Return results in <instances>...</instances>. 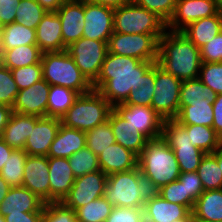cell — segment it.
<instances>
[{"label":"cell","mask_w":222,"mask_h":222,"mask_svg":"<svg viewBox=\"0 0 222 222\" xmlns=\"http://www.w3.org/2000/svg\"><path fill=\"white\" fill-rule=\"evenodd\" d=\"M46 12L36 0H20L16 9L15 22L36 29Z\"/></svg>","instance_id":"cell-41"},{"label":"cell","mask_w":222,"mask_h":222,"mask_svg":"<svg viewBox=\"0 0 222 222\" xmlns=\"http://www.w3.org/2000/svg\"><path fill=\"white\" fill-rule=\"evenodd\" d=\"M194 220L222 221V189L206 190L195 201Z\"/></svg>","instance_id":"cell-29"},{"label":"cell","mask_w":222,"mask_h":222,"mask_svg":"<svg viewBox=\"0 0 222 222\" xmlns=\"http://www.w3.org/2000/svg\"><path fill=\"white\" fill-rule=\"evenodd\" d=\"M113 109L148 140L162 136L164 119L149 106L117 104Z\"/></svg>","instance_id":"cell-13"},{"label":"cell","mask_w":222,"mask_h":222,"mask_svg":"<svg viewBox=\"0 0 222 222\" xmlns=\"http://www.w3.org/2000/svg\"><path fill=\"white\" fill-rule=\"evenodd\" d=\"M143 208L113 207L105 222H144Z\"/></svg>","instance_id":"cell-49"},{"label":"cell","mask_w":222,"mask_h":222,"mask_svg":"<svg viewBox=\"0 0 222 222\" xmlns=\"http://www.w3.org/2000/svg\"><path fill=\"white\" fill-rule=\"evenodd\" d=\"M50 203L62 202L75 181L68 158L48 157Z\"/></svg>","instance_id":"cell-21"},{"label":"cell","mask_w":222,"mask_h":222,"mask_svg":"<svg viewBox=\"0 0 222 222\" xmlns=\"http://www.w3.org/2000/svg\"><path fill=\"white\" fill-rule=\"evenodd\" d=\"M213 124L212 128L218 135L222 133V94H217L213 102Z\"/></svg>","instance_id":"cell-54"},{"label":"cell","mask_w":222,"mask_h":222,"mask_svg":"<svg viewBox=\"0 0 222 222\" xmlns=\"http://www.w3.org/2000/svg\"><path fill=\"white\" fill-rule=\"evenodd\" d=\"M222 31V10L216 15L201 18L190 23L181 33L187 37L196 47L201 48L209 43Z\"/></svg>","instance_id":"cell-28"},{"label":"cell","mask_w":222,"mask_h":222,"mask_svg":"<svg viewBox=\"0 0 222 222\" xmlns=\"http://www.w3.org/2000/svg\"><path fill=\"white\" fill-rule=\"evenodd\" d=\"M80 94L70 88L50 85L47 117L61 119Z\"/></svg>","instance_id":"cell-32"},{"label":"cell","mask_w":222,"mask_h":222,"mask_svg":"<svg viewBox=\"0 0 222 222\" xmlns=\"http://www.w3.org/2000/svg\"><path fill=\"white\" fill-rule=\"evenodd\" d=\"M137 160V166L151 192L176 181L181 174L174 151L162 136L148 140Z\"/></svg>","instance_id":"cell-3"},{"label":"cell","mask_w":222,"mask_h":222,"mask_svg":"<svg viewBox=\"0 0 222 222\" xmlns=\"http://www.w3.org/2000/svg\"><path fill=\"white\" fill-rule=\"evenodd\" d=\"M50 85L42 79L29 88L19 90L12 111L30 116H47Z\"/></svg>","instance_id":"cell-17"},{"label":"cell","mask_w":222,"mask_h":222,"mask_svg":"<svg viewBox=\"0 0 222 222\" xmlns=\"http://www.w3.org/2000/svg\"><path fill=\"white\" fill-rule=\"evenodd\" d=\"M43 52L37 45H23L0 51V63L10 70L41 62Z\"/></svg>","instance_id":"cell-31"},{"label":"cell","mask_w":222,"mask_h":222,"mask_svg":"<svg viewBox=\"0 0 222 222\" xmlns=\"http://www.w3.org/2000/svg\"><path fill=\"white\" fill-rule=\"evenodd\" d=\"M108 121L111 124L116 143L131 150L138 156L146 146L148 139L130 121L122 118L114 109L111 110Z\"/></svg>","instance_id":"cell-24"},{"label":"cell","mask_w":222,"mask_h":222,"mask_svg":"<svg viewBox=\"0 0 222 222\" xmlns=\"http://www.w3.org/2000/svg\"><path fill=\"white\" fill-rule=\"evenodd\" d=\"M46 11L56 12L66 0H36Z\"/></svg>","instance_id":"cell-57"},{"label":"cell","mask_w":222,"mask_h":222,"mask_svg":"<svg viewBox=\"0 0 222 222\" xmlns=\"http://www.w3.org/2000/svg\"><path fill=\"white\" fill-rule=\"evenodd\" d=\"M98 159L100 170L108 176L136 168L138 156L119 143H114L103 150Z\"/></svg>","instance_id":"cell-25"},{"label":"cell","mask_w":222,"mask_h":222,"mask_svg":"<svg viewBox=\"0 0 222 222\" xmlns=\"http://www.w3.org/2000/svg\"><path fill=\"white\" fill-rule=\"evenodd\" d=\"M137 5L157 14L166 23L172 18L176 9V0H132Z\"/></svg>","instance_id":"cell-48"},{"label":"cell","mask_w":222,"mask_h":222,"mask_svg":"<svg viewBox=\"0 0 222 222\" xmlns=\"http://www.w3.org/2000/svg\"><path fill=\"white\" fill-rule=\"evenodd\" d=\"M0 222H5V218L0 214Z\"/></svg>","instance_id":"cell-65"},{"label":"cell","mask_w":222,"mask_h":222,"mask_svg":"<svg viewBox=\"0 0 222 222\" xmlns=\"http://www.w3.org/2000/svg\"><path fill=\"white\" fill-rule=\"evenodd\" d=\"M11 186L7 184L3 178L0 176V204L2 200L6 197L10 190Z\"/></svg>","instance_id":"cell-59"},{"label":"cell","mask_w":222,"mask_h":222,"mask_svg":"<svg viewBox=\"0 0 222 222\" xmlns=\"http://www.w3.org/2000/svg\"><path fill=\"white\" fill-rule=\"evenodd\" d=\"M68 162L75 177L100 170L98 156L87 146L71 155Z\"/></svg>","instance_id":"cell-42"},{"label":"cell","mask_w":222,"mask_h":222,"mask_svg":"<svg viewBox=\"0 0 222 222\" xmlns=\"http://www.w3.org/2000/svg\"><path fill=\"white\" fill-rule=\"evenodd\" d=\"M84 20L82 37L108 43L114 32V9L84 2Z\"/></svg>","instance_id":"cell-15"},{"label":"cell","mask_w":222,"mask_h":222,"mask_svg":"<svg viewBox=\"0 0 222 222\" xmlns=\"http://www.w3.org/2000/svg\"><path fill=\"white\" fill-rule=\"evenodd\" d=\"M154 91L155 63L141 77L139 88L135 91H131L127 99L122 104L151 107Z\"/></svg>","instance_id":"cell-37"},{"label":"cell","mask_w":222,"mask_h":222,"mask_svg":"<svg viewBox=\"0 0 222 222\" xmlns=\"http://www.w3.org/2000/svg\"><path fill=\"white\" fill-rule=\"evenodd\" d=\"M18 92L11 70L0 63V104L12 108Z\"/></svg>","instance_id":"cell-46"},{"label":"cell","mask_w":222,"mask_h":222,"mask_svg":"<svg viewBox=\"0 0 222 222\" xmlns=\"http://www.w3.org/2000/svg\"><path fill=\"white\" fill-rule=\"evenodd\" d=\"M23 45H36V29L16 22L4 25L0 30V51Z\"/></svg>","instance_id":"cell-30"},{"label":"cell","mask_w":222,"mask_h":222,"mask_svg":"<svg viewBox=\"0 0 222 222\" xmlns=\"http://www.w3.org/2000/svg\"><path fill=\"white\" fill-rule=\"evenodd\" d=\"M178 180H180L184 184L186 194L194 203L205 191L197 171L181 172Z\"/></svg>","instance_id":"cell-50"},{"label":"cell","mask_w":222,"mask_h":222,"mask_svg":"<svg viewBox=\"0 0 222 222\" xmlns=\"http://www.w3.org/2000/svg\"><path fill=\"white\" fill-rule=\"evenodd\" d=\"M3 24H2V22H1V18H0V30L3 28Z\"/></svg>","instance_id":"cell-66"},{"label":"cell","mask_w":222,"mask_h":222,"mask_svg":"<svg viewBox=\"0 0 222 222\" xmlns=\"http://www.w3.org/2000/svg\"><path fill=\"white\" fill-rule=\"evenodd\" d=\"M193 222H222V221H202V220H193Z\"/></svg>","instance_id":"cell-64"},{"label":"cell","mask_w":222,"mask_h":222,"mask_svg":"<svg viewBox=\"0 0 222 222\" xmlns=\"http://www.w3.org/2000/svg\"><path fill=\"white\" fill-rule=\"evenodd\" d=\"M181 83L180 79L155 63V91L151 108L164 120L174 119L179 112Z\"/></svg>","instance_id":"cell-10"},{"label":"cell","mask_w":222,"mask_h":222,"mask_svg":"<svg viewBox=\"0 0 222 222\" xmlns=\"http://www.w3.org/2000/svg\"><path fill=\"white\" fill-rule=\"evenodd\" d=\"M11 113V107L0 104V135L4 131Z\"/></svg>","instance_id":"cell-58"},{"label":"cell","mask_w":222,"mask_h":222,"mask_svg":"<svg viewBox=\"0 0 222 222\" xmlns=\"http://www.w3.org/2000/svg\"><path fill=\"white\" fill-rule=\"evenodd\" d=\"M41 65L43 79L49 85L67 87L79 94L88 93L93 89L66 50L43 53Z\"/></svg>","instance_id":"cell-6"},{"label":"cell","mask_w":222,"mask_h":222,"mask_svg":"<svg viewBox=\"0 0 222 222\" xmlns=\"http://www.w3.org/2000/svg\"><path fill=\"white\" fill-rule=\"evenodd\" d=\"M156 192L164 200L186 206L192 212L195 203L186 194L185 186L180 180L177 179L176 181L168 183Z\"/></svg>","instance_id":"cell-43"},{"label":"cell","mask_w":222,"mask_h":222,"mask_svg":"<svg viewBox=\"0 0 222 222\" xmlns=\"http://www.w3.org/2000/svg\"><path fill=\"white\" fill-rule=\"evenodd\" d=\"M62 26L63 45L67 48L71 43L78 41L84 31V2L69 0L63 3L56 11Z\"/></svg>","instance_id":"cell-19"},{"label":"cell","mask_w":222,"mask_h":222,"mask_svg":"<svg viewBox=\"0 0 222 222\" xmlns=\"http://www.w3.org/2000/svg\"><path fill=\"white\" fill-rule=\"evenodd\" d=\"M36 45L43 52H62V26L56 12L47 11L36 27Z\"/></svg>","instance_id":"cell-22"},{"label":"cell","mask_w":222,"mask_h":222,"mask_svg":"<svg viewBox=\"0 0 222 222\" xmlns=\"http://www.w3.org/2000/svg\"><path fill=\"white\" fill-rule=\"evenodd\" d=\"M221 9L215 0H176V9L167 30L181 32L190 23L216 15Z\"/></svg>","instance_id":"cell-14"},{"label":"cell","mask_w":222,"mask_h":222,"mask_svg":"<svg viewBox=\"0 0 222 222\" xmlns=\"http://www.w3.org/2000/svg\"><path fill=\"white\" fill-rule=\"evenodd\" d=\"M45 202L25 187H11L0 204V214H22V212H43Z\"/></svg>","instance_id":"cell-23"},{"label":"cell","mask_w":222,"mask_h":222,"mask_svg":"<svg viewBox=\"0 0 222 222\" xmlns=\"http://www.w3.org/2000/svg\"><path fill=\"white\" fill-rule=\"evenodd\" d=\"M11 73L19 90L29 88L43 79L41 62L12 69Z\"/></svg>","instance_id":"cell-45"},{"label":"cell","mask_w":222,"mask_h":222,"mask_svg":"<svg viewBox=\"0 0 222 222\" xmlns=\"http://www.w3.org/2000/svg\"><path fill=\"white\" fill-rule=\"evenodd\" d=\"M219 149H222V133L219 135Z\"/></svg>","instance_id":"cell-63"},{"label":"cell","mask_w":222,"mask_h":222,"mask_svg":"<svg viewBox=\"0 0 222 222\" xmlns=\"http://www.w3.org/2000/svg\"><path fill=\"white\" fill-rule=\"evenodd\" d=\"M22 187L29 189L45 203H50L48 156L27 155Z\"/></svg>","instance_id":"cell-16"},{"label":"cell","mask_w":222,"mask_h":222,"mask_svg":"<svg viewBox=\"0 0 222 222\" xmlns=\"http://www.w3.org/2000/svg\"><path fill=\"white\" fill-rule=\"evenodd\" d=\"M39 118L12 111L0 137L11 148L24 150L26 140L31 133V126H34Z\"/></svg>","instance_id":"cell-26"},{"label":"cell","mask_w":222,"mask_h":222,"mask_svg":"<svg viewBox=\"0 0 222 222\" xmlns=\"http://www.w3.org/2000/svg\"><path fill=\"white\" fill-rule=\"evenodd\" d=\"M20 0H0V18L3 25L14 23Z\"/></svg>","instance_id":"cell-52"},{"label":"cell","mask_w":222,"mask_h":222,"mask_svg":"<svg viewBox=\"0 0 222 222\" xmlns=\"http://www.w3.org/2000/svg\"><path fill=\"white\" fill-rule=\"evenodd\" d=\"M217 162L222 172V149H217Z\"/></svg>","instance_id":"cell-60"},{"label":"cell","mask_w":222,"mask_h":222,"mask_svg":"<svg viewBox=\"0 0 222 222\" xmlns=\"http://www.w3.org/2000/svg\"><path fill=\"white\" fill-rule=\"evenodd\" d=\"M154 63L108 52L92 87L113 107L122 104L139 88L141 77Z\"/></svg>","instance_id":"cell-1"},{"label":"cell","mask_w":222,"mask_h":222,"mask_svg":"<svg viewBox=\"0 0 222 222\" xmlns=\"http://www.w3.org/2000/svg\"><path fill=\"white\" fill-rule=\"evenodd\" d=\"M85 146V132L60 124L58 133L50 145L48 157L69 158Z\"/></svg>","instance_id":"cell-27"},{"label":"cell","mask_w":222,"mask_h":222,"mask_svg":"<svg viewBox=\"0 0 222 222\" xmlns=\"http://www.w3.org/2000/svg\"><path fill=\"white\" fill-rule=\"evenodd\" d=\"M162 138L174 151L181 172H195L204 155L202 150L193 146L186 129L175 119L163 123Z\"/></svg>","instance_id":"cell-8"},{"label":"cell","mask_w":222,"mask_h":222,"mask_svg":"<svg viewBox=\"0 0 222 222\" xmlns=\"http://www.w3.org/2000/svg\"><path fill=\"white\" fill-rule=\"evenodd\" d=\"M61 120L55 117H40L26 140L24 151L30 156H48L51 143L60 128Z\"/></svg>","instance_id":"cell-18"},{"label":"cell","mask_w":222,"mask_h":222,"mask_svg":"<svg viewBox=\"0 0 222 222\" xmlns=\"http://www.w3.org/2000/svg\"><path fill=\"white\" fill-rule=\"evenodd\" d=\"M198 78L216 95L222 94V62L202 63Z\"/></svg>","instance_id":"cell-44"},{"label":"cell","mask_w":222,"mask_h":222,"mask_svg":"<svg viewBox=\"0 0 222 222\" xmlns=\"http://www.w3.org/2000/svg\"><path fill=\"white\" fill-rule=\"evenodd\" d=\"M106 182L107 175L102 170L76 177L70 192L62 203L76 211L90 201L102 197Z\"/></svg>","instance_id":"cell-12"},{"label":"cell","mask_w":222,"mask_h":222,"mask_svg":"<svg viewBox=\"0 0 222 222\" xmlns=\"http://www.w3.org/2000/svg\"><path fill=\"white\" fill-rule=\"evenodd\" d=\"M187 131L191 144L204 153H214L219 149V135L209 126L181 124Z\"/></svg>","instance_id":"cell-35"},{"label":"cell","mask_w":222,"mask_h":222,"mask_svg":"<svg viewBox=\"0 0 222 222\" xmlns=\"http://www.w3.org/2000/svg\"><path fill=\"white\" fill-rule=\"evenodd\" d=\"M43 222H78L76 212L62 202L45 203Z\"/></svg>","instance_id":"cell-47"},{"label":"cell","mask_w":222,"mask_h":222,"mask_svg":"<svg viewBox=\"0 0 222 222\" xmlns=\"http://www.w3.org/2000/svg\"><path fill=\"white\" fill-rule=\"evenodd\" d=\"M213 103L192 102L191 106L182 107L174 118L180 124L205 125L212 127Z\"/></svg>","instance_id":"cell-33"},{"label":"cell","mask_w":222,"mask_h":222,"mask_svg":"<svg viewBox=\"0 0 222 222\" xmlns=\"http://www.w3.org/2000/svg\"><path fill=\"white\" fill-rule=\"evenodd\" d=\"M217 6L222 10V0H215Z\"/></svg>","instance_id":"cell-62"},{"label":"cell","mask_w":222,"mask_h":222,"mask_svg":"<svg viewBox=\"0 0 222 222\" xmlns=\"http://www.w3.org/2000/svg\"><path fill=\"white\" fill-rule=\"evenodd\" d=\"M112 210L113 206L102 196L78 208L75 212L78 222H105Z\"/></svg>","instance_id":"cell-40"},{"label":"cell","mask_w":222,"mask_h":222,"mask_svg":"<svg viewBox=\"0 0 222 222\" xmlns=\"http://www.w3.org/2000/svg\"><path fill=\"white\" fill-rule=\"evenodd\" d=\"M151 193L138 166L107 176L103 197L113 207L143 208Z\"/></svg>","instance_id":"cell-4"},{"label":"cell","mask_w":222,"mask_h":222,"mask_svg":"<svg viewBox=\"0 0 222 222\" xmlns=\"http://www.w3.org/2000/svg\"><path fill=\"white\" fill-rule=\"evenodd\" d=\"M86 146L99 156L108 146L116 143L111 124L107 120L101 125L85 132Z\"/></svg>","instance_id":"cell-39"},{"label":"cell","mask_w":222,"mask_h":222,"mask_svg":"<svg viewBox=\"0 0 222 222\" xmlns=\"http://www.w3.org/2000/svg\"><path fill=\"white\" fill-rule=\"evenodd\" d=\"M157 63L181 81L195 79L202 64L200 49L181 32L166 31L158 40Z\"/></svg>","instance_id":"cell-2"},{"label":"cell","mask_w":222,"mask_h":222,"mask_svg":"<svg viewBox=\"0 0 222 222\" xmlns=\"http://www.w3.org/2000/svg\"><path fill=\"white\" fill-rule=\"evenodd\" d=\"M194 219H177L172 222H193Z\"/></svg>","instance_id":"cell-61"},{"label":"cell","mask_w":222,"mask_h":222,"mask_svg":"<svg viewBox=\"0 0 222 222\" xmlns=\"http://www.w3.org/2000/svg\"><path fill=\"white\" fill-rule=\"evenodd\" d=\"M27 153L15 149L0 171V176L11 187H21Z\"/></svg>","instance_id":"cell-38"},{"label":"cell","mask_w":222,"mask_h":222,"mask_svg":"<svg viewBox=\"0 0 222 222\" xmlns=\"http://www.w3.org/2000/svg\"><path fill=\"white\" fill-rule=\"evenodd\" d=\"M66 51L85 78L93 84L100 74L108 53V43L81 37L78 41L71 43Z\"/></svg>","instance_id":"cell-9"},{"label":"cell","mask_w":222,"mask_h":222,"mask_svg":"<svg viewBox=\"0 0 222 222\" xmlns=\"http://www.w3.org/2000/svg\"><path fill=\"white\" fill-rule=\"evenodd\" d=\"M14 150L0 137V171Z\"/></svg>","instance_id":"cell-56"},{"label":"cell","mask_w":222,"mask_h":222,"mask_svg":"<svg viewBox=\"0 0 222 222\" xmlns=\"http://www.w3.org/2000/svg\"><path fill=\"white\" fill-rule=\"evenodd\" d=\"M113 106L97 91L80 94L60 119L61 124L87 132L108 120Z\"/></svg>","instance_id":"cell-5"},{"label":"cell","mask_w":222,"mask_h":222,"mask_svg":"<svg viewBox=\"0 0 222 222\" xmlns=\"http://www.w3.org/2000/svg\"><path fill=\"white\" fill-rule=\"evenodd\" d=\"M197 173L205 191L222 189V172L217 162V150L204 155Z\"/></svg>","instance_id":"cell-36"},{"label":"cell","mask_w":222,"mask_h":222,"mask_svg":"<svg viewBox=\"0 0 222 222\" xmlns=\"http://www.w3.org/2000/svg\"><path fill=\"white\" fill-rule=\"evenodd\" d=\"M5 222H43V212H22V214H8Z\"/></svg>","instance_id":"cell-53"},{"label":"cell","mask_w":222,"mask_h":222,"mask_svg":"<svg viewBox=\"0 0 222 222\" xmlns=\"http://www.w3.org/2000/svg\"><path fill=\"white\" fill-rule=\"evenodd\" d=\"M199 49L202 63L222 62V31Z\"/></svg>","instance_id":"cell-51"},{"label":"cell","mask_w":222,"mask_h":222,"mask_svg":"<svg viewBox=\"0 0 222 222\" xmlns=\"http://www.w3.org/2000/svg\"><path fill=\"white\" fill-rule=\"evenodd\" d=\"M82 1L90 3V4H97V5L106 6L112 9H117L129 3L131 0H82Z\"/></svg>","instance_id":"cell-55"},{"label":"cell","mask_w":222,"mask_h":222,"mask_svg":"<svg viewBox=\"0 0 222 222\" xmlns=\"http://www.w3.org/2000/svg\"><path fill=\"white\" fill-rule=\"evenodd\" d=\"M114 32L122 34H150L157 41L167 31V23L157 14L132 0L114 9Z\"/></svg>","instance_id":"cell-7"},{"label":"cell","mask_w":222,"mask_h":222,"mask_svg":"<svg viewBox=\"0 0 222 222\" xmlns=\"http://www.w3.org/2000/svg\"><path fill=\"white\" fill-rule=\"evenodd\" d=\"M108 52L157 62L158 41L150 34H122L113 32L108 41Z\"/></svg>","instance_id":"cell-11"},{"label":"cell","mask_w":222,"mask_h":222,"mask_svg":"<svg viewBox=\"0 0 222 222\" xmlns=\"http://www.w3.org/2000/svg\"><path fill=\"white\" fill-rule=\"evenodd\" d=\"M216 94L199 79L184 80L181 83L179 110L184 106H191L192 102H211Z\"/></svg>","instance_id":"cell-34"},{"label":"cell","mask_w":222,"mask_h":222,"mask_svg":"<svg viewBox=\"0 0 222 222\" xmlns=\"http://www.w3.org/2000/svg\"><path fill=\"white\" fill-rule=\"evenodd\" d=\"M148 222H172L177 219H193L192 212L181 204L164 200L157 192L148 195L143 207Z\"/></svg>","instance_id":"cell-20"}]
</instances>
